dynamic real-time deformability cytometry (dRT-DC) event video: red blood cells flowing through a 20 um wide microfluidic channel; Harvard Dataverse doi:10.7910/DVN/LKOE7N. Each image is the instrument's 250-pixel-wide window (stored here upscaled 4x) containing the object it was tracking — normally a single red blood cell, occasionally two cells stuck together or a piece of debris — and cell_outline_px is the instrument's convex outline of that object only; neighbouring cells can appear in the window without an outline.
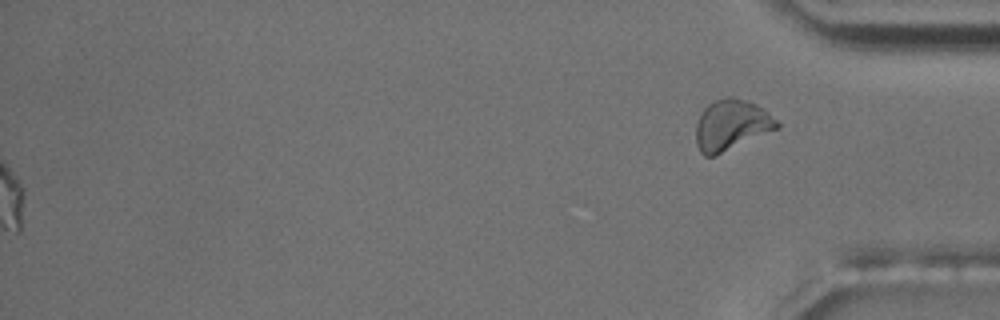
{"species": "common noctule bat (a hibernating species)", "species_latin": "Nyctalus noctula", "temperature_condition": "room temperature", "stored_images_in_passage": 41, "segment_of_instrument_passage": [2, 2], "camera_frame_rate_fps": 3000, "um_per_image_px": 0.085, "animal": {"sex": "male", "body_mass_g": 17.5, "forearm_length_mm": 52.3}, "frame": {"image": 1, "passage_image": 41, "time_ms": 13.333, "image_size_px": [1000, 320], "cell_outline_px": [[780, 128], [716, 156], [704, 156], [700, 152], [696, 144], [696, 124], [704, 108], [708, 104], [716, 100], [728, 96], [732, 96], [748, 100], [756, 104], [768, 112], [780, 124]], "centroid_in_image_um": [62.18, 10.64], "position_along_channel_um": 373.0, "area_um2": 24.16}}